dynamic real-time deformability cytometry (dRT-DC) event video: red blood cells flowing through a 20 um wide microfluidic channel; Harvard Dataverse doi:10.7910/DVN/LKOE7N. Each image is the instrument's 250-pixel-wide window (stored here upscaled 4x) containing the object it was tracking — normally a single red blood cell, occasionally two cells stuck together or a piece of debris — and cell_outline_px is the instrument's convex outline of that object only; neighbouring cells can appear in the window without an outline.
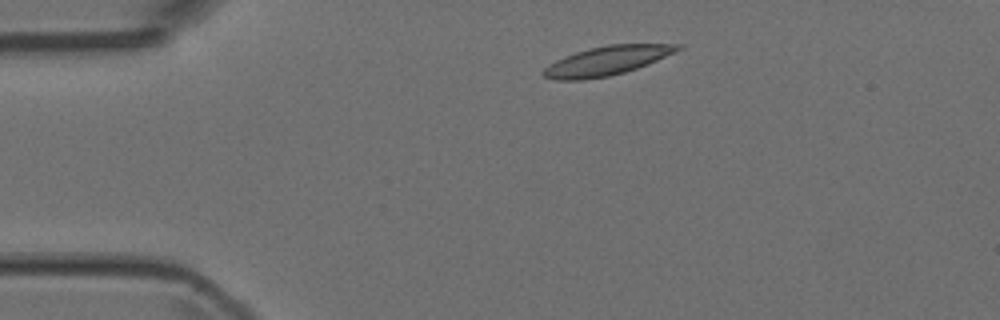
{"species": "Egyptian fruit bat (a non-hibernating species)", "species_latin": "Rousettus aegyptiacus", "temperature_condition": "room temperature", "stored_images_in_passage": 3, "camera_frame_rate_fps": 3000, "um_per_image_px": 0.085, "animal": {"sex": "female"}, "frame": {"image": 1, "passage_image": 1, "time_ms": 0.0, "image_size_px": [1000, 320], "cell_outline_px": [[684, 48], [676, 52], [648, 64], [624, 72], [608, 76], [584, 80], [556, 80], [544, 76], [540, 72], [548, 64], [564, 56], [588, 48], [608, 44], [684, 44]], "centroid_in_image_um": [51.58, 5.15], "position_along_channel_um": 33.4, "area_um2": 22.89}}
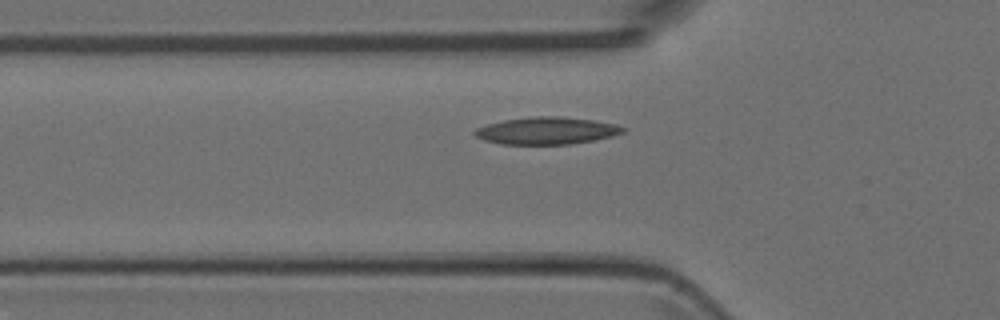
{"frame": {"image": 2, "passage_image": 3, "time_ms": 0.667, "image_size_px": [1000, 320], "cell_outline_px": [[628, 128], [624, 132], [612, 136], [592, 140], [568, 144], [504, 144], [484, 140], [476, 136], [472, 132], [476, 128], [488, 124], [504, 120], [536, 116], [560, 116], [592, 120], [616, 124]], "centroid_in_image_um": [46.48, 11.1], "position_along_channel_um": 79.3, "area_um2": 23.35}}